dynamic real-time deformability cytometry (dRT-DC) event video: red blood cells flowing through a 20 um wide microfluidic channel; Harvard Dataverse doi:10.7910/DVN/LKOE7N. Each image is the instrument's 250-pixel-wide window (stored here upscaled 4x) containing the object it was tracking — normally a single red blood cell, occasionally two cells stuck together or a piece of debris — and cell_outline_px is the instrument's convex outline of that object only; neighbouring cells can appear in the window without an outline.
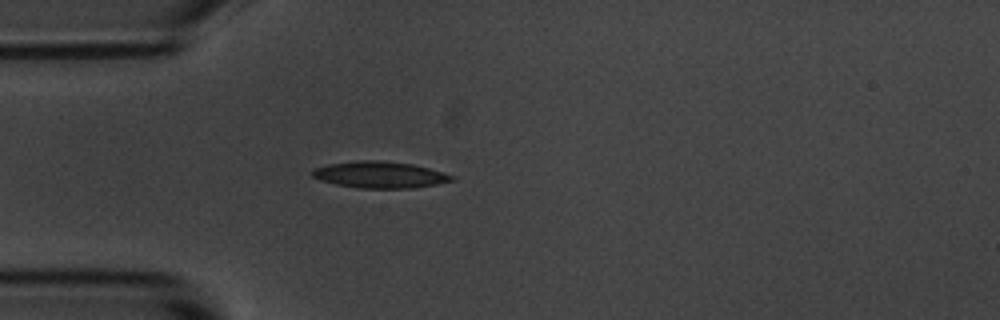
{"species": "common noctule bat (a hibernating species)", "species_latin": "Nyctalus noctula", "temperature_condition": "room temperature", "stored_images_in_passage": 1, "camera_frame_rate_fps": 3000, "um_per_image_px": 0.085, "animal": {"sex": "male", "body_mass_g": 20.1, "forearm_length_mm": 53.5}, "frame": {"image": 1, "passage_image": 1, "time_ms": 0.0, "image_size_px": [1000, 320], "cell_outline_px": [[456, 180], [436, 184], [412, 188], [356, 188], [336, 184], [320, 180], [312, 176], [308, 172], [312, 168], [328, 164], [360, 160], [372, 160], [412, 164], [428, 168], [456, 176]], "centroid_in_image_um": [32.25, 14.86], "position_along_channel_um": 52.8, "area_um2": 21.62}}